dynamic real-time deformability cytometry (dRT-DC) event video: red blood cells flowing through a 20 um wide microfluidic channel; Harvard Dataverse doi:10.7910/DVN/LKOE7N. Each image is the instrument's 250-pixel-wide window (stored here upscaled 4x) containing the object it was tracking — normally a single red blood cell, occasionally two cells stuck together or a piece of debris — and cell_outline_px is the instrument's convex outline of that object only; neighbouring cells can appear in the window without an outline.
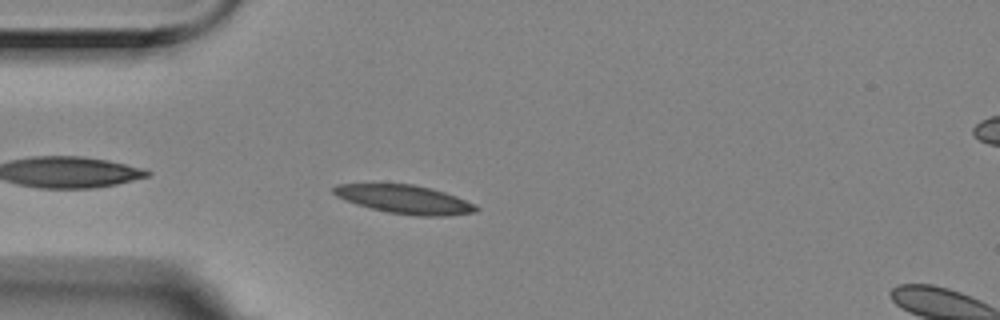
{"species": "Egyptian fruit bat (a non-hibernating species)", "species_latin": "Rousettus aegyptiacus", "temperature_condition": "room temperature", "stored_images_in_passage": 9, "camera_frame_rate_fps": 3000, "um_per_image_px": 0.085, "animal": {"sex": "female"}, "frame": {"image": 1, "passage_image": 3, "time_ms": 0.667, "image_size_px": [1000, 320], "cell_outline_px": [[480, 208], [476, 212], [452, 216], [416, 216], [388, 212], [356, 204], [344, 200], [336, 196], [332, 192], [332, 188], [336, 184], [412, 184], [432, 188], [456, 196]], "centroid_in_image_um": [34.39, 16.95], "position_along_channel_um": 50.6, "area_um2": 23.7}}
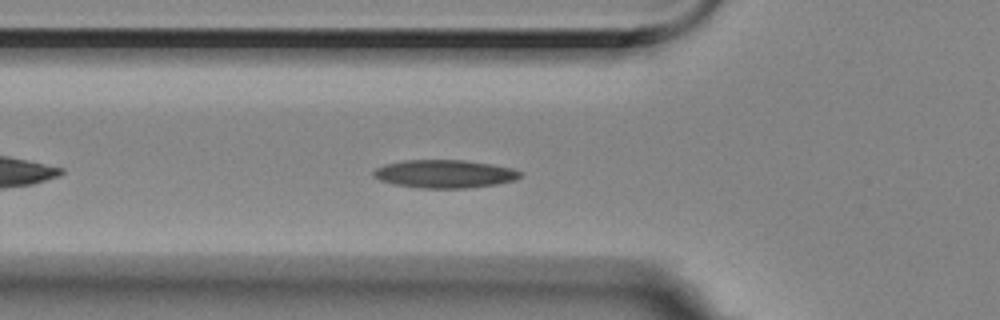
{"frame": {"image": 2, "passage_image": 7, "time_ms": 2.0, "image_size_px": [1000, 320], "cell_outline_px": [[520, 176], [516, 180], [496, 184], [468, 188], [420, 188], [392, 184], [380, 180], [372, 176], [372, 172], [376, 168], [384, 164], [404, 160], [464, 160], [512, 168], [520, 172]], "centroid_in_image_um": [37.73, 14.78], "position_along_channel_um": 88.1, "area_um2": 23.99}}